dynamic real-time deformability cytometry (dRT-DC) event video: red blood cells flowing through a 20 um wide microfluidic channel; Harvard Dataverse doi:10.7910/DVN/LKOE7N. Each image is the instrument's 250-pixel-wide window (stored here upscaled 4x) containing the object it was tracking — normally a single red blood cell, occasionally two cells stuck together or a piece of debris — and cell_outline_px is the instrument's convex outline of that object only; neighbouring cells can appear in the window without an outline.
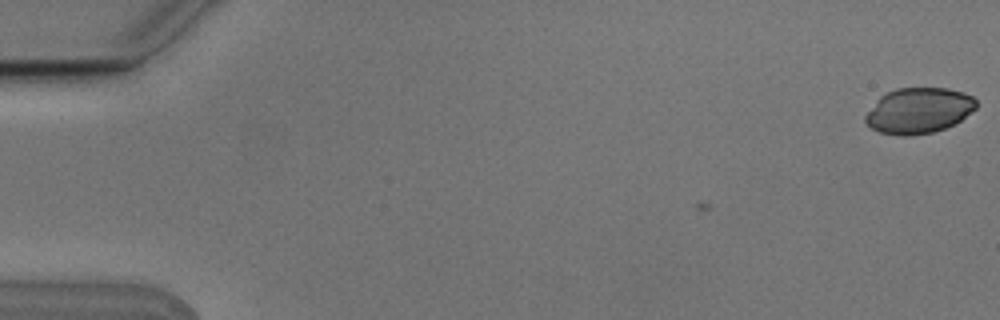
{"species": "Egyptian fruit bat (a non-hibernating species)", "species_latin": "Rousettus aegyptiacus", "temperature_condition": "cold", "stored_images_in_passage": 5, "camera_frame_rate_fps": 3000, "um_per_image_px": 0.085, "animal": {"sex": "male"}, "frame": {"image": 1, "passage_image": 1, "time_ms": 0.0, "image_size_px": [1000, 320], "cell_outline_px": [[976, 108], [960, 120], [944, 128], [932, 132], [908, 136], [900, 136], [880, 132], [872, 128], [864, 120], [864, 116], [876, 100], [884, 92], [896, 88], [948, 88], [964, 92], [972, 96], [976, 100]], "centroid_in_image_um": [78.06, 9.38], "position_along_channel_um": 6.9, "area_um2": 29.48}}